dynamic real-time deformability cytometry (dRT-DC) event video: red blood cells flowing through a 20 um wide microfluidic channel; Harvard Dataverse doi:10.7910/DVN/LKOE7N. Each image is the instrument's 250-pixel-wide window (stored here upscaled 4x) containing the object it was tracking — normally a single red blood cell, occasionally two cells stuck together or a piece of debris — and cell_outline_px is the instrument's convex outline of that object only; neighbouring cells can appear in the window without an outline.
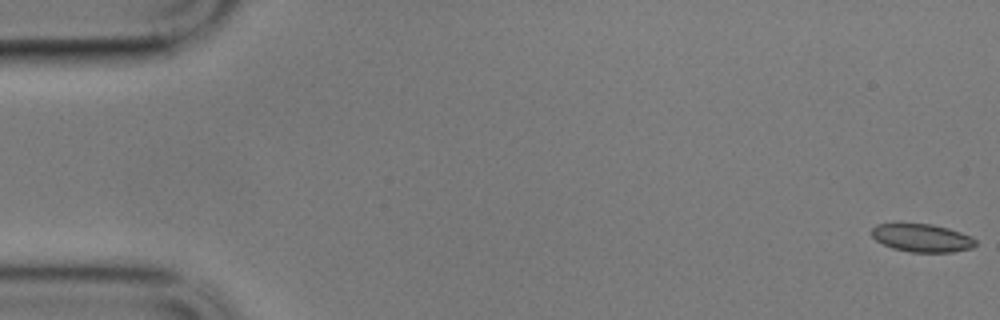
{"species": "common noctule bat (a hibernating species)", "species_latin": "Nyctalus noctula", "temperature_condition": "cold", "stored_images_in_passage": 9, "camera_frame_rate_fps": 3000, "um_per_image_px": 0.085, "animal": {"sex": "male", "body_mass_g": 17.9}, "frame": {"image": 1, "passage_image": 1, "time_ms": 0.0, "image_size_px": [1000, 320], "cell_outline_px": [[976, 244], [972, 248], [952, 252], [912, 252], [892, 248], [876, 240], [872, 236], [872, 228], [876, 224], [896, 220], [932, 224], [948, 228], [972, 236], [976, 240]], "centroid_in_image_um": [78.31, 20.17], "position_along_channel_um": 6.7, "area_um2": 17.69}}
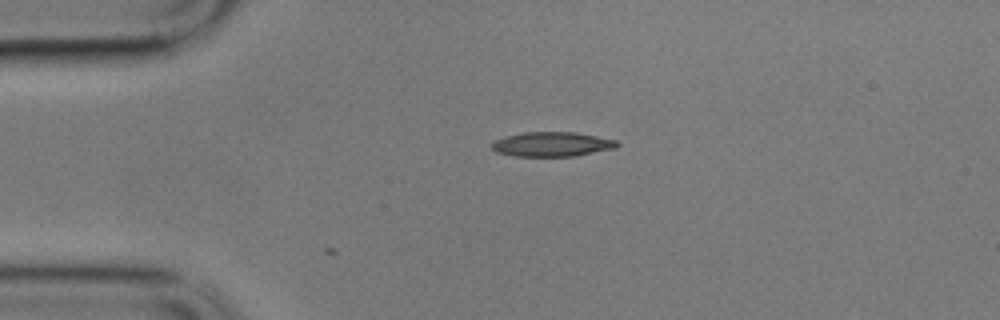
{"frame": {"image": 2, "passage_image": 9, "time_ms": 2.667, "image_size_px": [1000, 320], "cell_outline_px": [[620, 144], [616, 148], [572, 156], [512, 156], [496, 152], [488, 144], [504, 136], [524, 132], [576, 132], [616, 140]], "centroid_in_image_um": [46.88, 12.25], "position_along_channel_um": 38.1, "area_um2": 17.98}}